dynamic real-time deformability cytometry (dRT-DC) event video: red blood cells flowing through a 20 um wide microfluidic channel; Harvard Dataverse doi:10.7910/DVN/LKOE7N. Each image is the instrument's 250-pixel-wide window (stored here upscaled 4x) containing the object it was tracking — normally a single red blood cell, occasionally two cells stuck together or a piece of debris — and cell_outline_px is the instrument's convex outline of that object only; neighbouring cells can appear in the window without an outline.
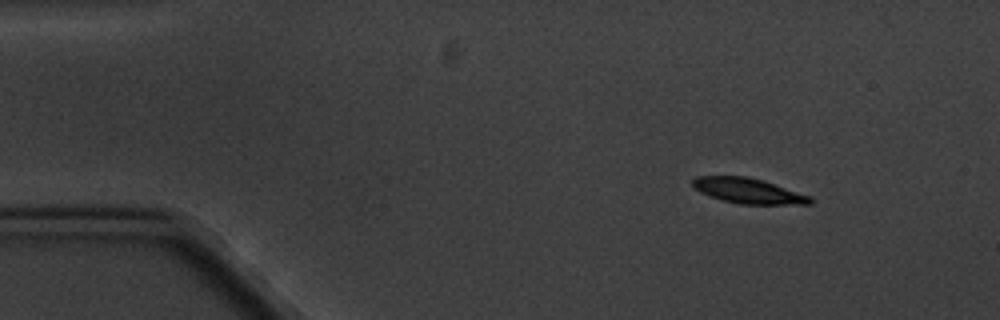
{"species": "common noctule bat (a hibernating species)", "species_latin": "Nyctalus noctula", "temperature_condition": "cold", "stored_images_in_passage": 5, "camera_frame_rate_fps": 3000, "um_per_image_px": 0.085, "animal": {"sex": "male", "body_mass_g": 20.1, "forearm_length_mm": 53.5}, "frame": {"image": 1, "passage_image": 1, "time_ms": 0.0, "image_size_px": [1000, 320], "cell_outline_px": [[812, 204], [740, 204], [708, 196], [700, 192], [692, 184], [692, 180], [696, 176], [748, 176], [764, 180], [812, 196]], "centroid_in_image_um": [63.63, 16.21], "position_along_channel_um": 21.4, "area_um2": 17.4}}
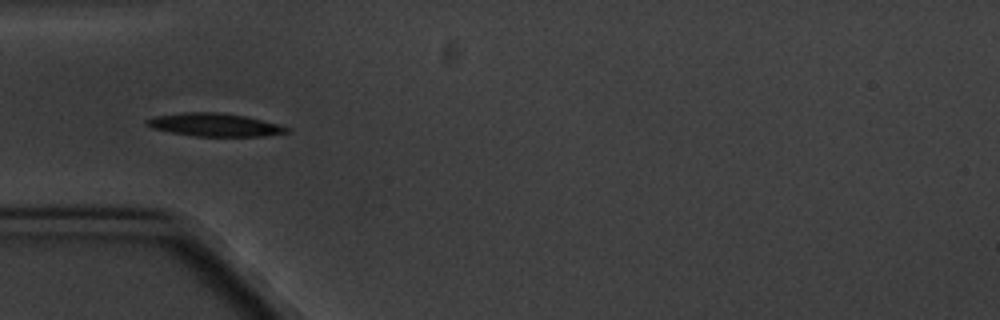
{"frame": {"image": 2, "passage_image": 4, "time_ms": 3.667, "image_size_px": [1000, 320], "cell_outline_px": [[292, 128], [288, 132], [264, 136], [196, 136], [172, 132], [152, 128], [144, 124], [144, 120], [156, 116], [184, 112], [216, 112], [244, 116]], "centroid_in_image_um": [18.21, 10.61], "position_along_channel_um": 66.8, "area_um2": 18.55}}